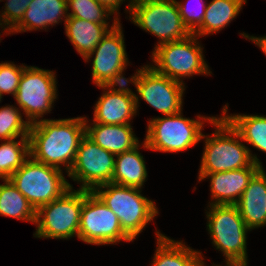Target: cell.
Wrapping results in <instances>:
<instances>
[{
	"label": "cell",
	"mask_w": 266,
	"mask_h": 266,
	"mask_svg": "<svg viewBox=\"0 0 266 266\" xmlns=\"http://www.w3.org/2000/svg\"><path fill=\"white\" fill-rule=\"evenodd\" d=\"M125 11L140 29L159 38V46L179 41L191 33L182 22L176 0H128ZM128 9V10H127Z\"/></svg>",
	"instance_id": "6"
},
{
	"label": "cell",
	"mask_w": 266,
	"mask_h": 266,
	"mask_svg": "<svg viewBox=\"0 0 266 266\" xmlns=\"http://www.w3.org/2000/svg\"><path fill=\"white\" fill-rule=\"evenodd\" d=\"M63 18V19H62ZM68 18L67 0H32L22 20L10 31L11 34L33 30H46Z\"/></svg>",
	"instance_id": "17"
},
{
	"label": "cell",
	"mask_w": 266,
	"mask_h": 266,
	"mask_svg": "<svg viewBox=\"0 0 266 266\" xmlns=\"http://www.w3.org/2000/svg\"><path fill=\"white\" fill-rule=\"evenodd\" d=\"M185 89V83L159 74L147 64L137 83L136 110L140 106L141 98L164 116L177 114L183 109L182 98Z\"/></svg>",
	"instance_id": "13"
},
{
	"label": "cell",
	"mask_w": 266,
	"mask_h": 266,
	"mask_svg": "<svg viewBox=\"0 0 266 266\" xmlns=\"http://www.w3.org/2000/svg\"><path fill=\"white\" fill-rule=\"evenodd\" d=\"M191 1L192 0H188L187 3L185 2L183 3V1L182 2L176 1V2L179 7L182 22L192 34L203 22L207 3L203 2V0H197L196 2L199 1L198 5L200 9L198 8V10H196L197 8L191 9L190 7Z\"/></svg>",
	"instance_id": "31"
},
{
	"label": "cell",
	"mask_w": 266,
	"mask_h": 266,
	"mask_svg": "<svg viewBox=\"0 0 266 266\" xmlns=\"http://www.w3.org/2000/svg\"><path fill=\"white\" fill-rule=\"evenodd\" d=\"M112 26L98 24L80 18L68 17L65 34L80 56L85 59L98 45L102 38L120 21L113 16Z\"/></svg>",
	"instance_id": "20"
},
{
	"label": "cell",
	"mask_w": 266,
	"mask_h": 266,
	"mask_svg": "<svg viewBox=\"0 0 266 266\" xmlns=\"http://www.w3.org/2000/svg\"><path fill=\"white\" fill-rule=\"evenodd\" d=\"M235 205L251 231L266 226V172L264 168H260L253 175Z\"/></svg>",
	"instance_id": "16"
},
{
	"label": "cell",
	"mask_w": 266,
	"mask_h": 266,
	"mask_svg": "<svg viewBox=\"0 0 266 266\" xmlns=\"http://www.w3.org/2000/svg\"><path fill=\"white\" fill-rule=\"evenodd\" d=\"M0 184V215L35 224L36 211L10 179Z\"/></svg>",
	"instance_id": "25"
},
{
	"label": "cell",
	"mask_w": 266,
	"mask_h": 266,
	"mask_svg": "<svg viewBox=\"0 0 266 266\" xmlns=\"http://www.w3.org/2000/svg\"><path fill=\"white\" fill-rule=\"evenodd\" d=\"M68 17L80 18L98 24H110L107 22L113 14L96 0H67Z\"/></svg>",
	"instance_id": "28"
},
{
	"label": "cell",
	"mask_w": 266,
	"mask_h": 266,
	"mask_svg": "<svg viewBox=\"0 0 266 266\" xmlns=\"http://www.w3.org/2000/svg\"><path fill=\"white\" fill-rule=\"evenodd\" d=\"M197 119L183 117L182 111L148 121L143 148L159 152H182L198 144L205 121L212 123L215 116L197 115Z\"/></svg>",
	"instance_id": "4"
},
{
	"label": "cell",
	"mask_w": 266,
	"mask_h": 266,
	"mask_svg": "<svg viewBox=\"0 0 266 266\" xmlns=\"http://www.w3.org/2000/svg\"><path fill=\"white\" fill-rule=\"evenodd\" d=\"M141 189L107 183L93 192L117 216L122 230L134 241L159 212Z\"/></svg>",
	"instance_id": "3"
},
{
	"label": "cell",
	"mask_w": 266,
	"mask_h": 266,
	"mask_svg": "<svg viewBox=\"0 0 266 266\" xmlns=\"http://www.w3.org/2000/svg\"><path fill=\"white\" fill-rule=\"evenodd\" d=\"M78 239L93 245L133 242L122 230L117 216L93 192L85 190L81 209Z\"/></svg>",
	"instance_id": "11"
},
{
	"label": "cell",
	"mask_w": 266,
	"mask_h": 266,
	"mask_svg": "<svg viewBox=\"0 0 266 266\" xmlns=\"http://www.w3.org/2000/svg\"><path fill=\"white\" fill-rule=\"evenodd\" d=\"M6 1V0H5ZM32 0H7L1 11L3 23L11 31L21 20Z\"/></svg>",
	"instance_id": "32"
},
{
	"label": "cell",
	"mask_w": 266,
	"mask_h": 266,
	"mask_svg": "<svg viewBox=\"0 0 266 266\" xmlns=\"http://www.w3.org/2000/svg\"><path fill=\"white\" fill-rule=\"evenodd\" d=\"M103 94L94 106L93 123L107 125L131 124L136 116V98L120 93H113L102 86Z\"/></svg>",
	"instance_id": "18"
},
{
	"label": "cell",
	"mask_w": 266,
	"mask_h": 266,
	"mask_svg": "<svg viewBox=\"0 0 266 266\" xmlns=\"http://www.w3.org/2000/svg\"><path fill=\"white\" fill-rule=\"evenodd\" d=\"M244 0H212L206 6L202 24L192 33L198 37L220 32L240 13Z\"/></svg>",
	"instance_id": "23"
},
{
	"label": "cell",
	"mask_w": 266,
	"mask_h": 266,
	"mask_svg": "<svg viewBox=\"0 0 266 266\" xmlns=\"http://www.w3.org/2000/svg\"><path fill=\"white\" fill-rule=\"evenodd\" d=\"M85 119V134L104 150L114 155L131 150L139 144L131 124L107 125L101 123L88 124Z\"/></svg>",
	"instance_id": "19"
},
{
	"label": "cell",
	"mask_w": 266,
	"mask_h": 266,
	"mask_svg": "<svg viewBox=\"0 0 266 266\" xmlns=\"http://www.w3.org/2000/svg\"><path fill=\"white\" fill-rule=\"evenodd\" d=\"M199 266H207V265H205V262L204 261H202L200 264H199ZM212 266H221L220 264L218 265H216V264H214L213 263V265ZM225 266H242V265H237V264H226Z\"/></svg>",
	"instance_id": "36"
},
{
	"label": "cell",
	"mask_w": 266,
	"mask_h": 266,
	"mask_svg": "<svg viewBox=\"0 0 266 266\" xmlns=\"http://www.w3.org/2000/svg\"><path fill=\"white\" fill-rule=\"evenodd\" d=\"M4 25V26H3ZM0 27L3 28L2 31L5 32L6 34H11V32L7 29V27L5 26V24L3 23L1 14H0ZM1 33V32H0ZM1 35V34H0Z\"/></svg>",
	"instance_id": "35"
},
{
	"label": "cell",
	"mask_w": 266,
	"mask_h": 266,
	"mask_svg": "<svg viewBox=\"0 0 266 266\" xmlns=\"http://www.w3.org/2000/svg\"><path fill=\"white\" fill-rule=\"evenodd\" d=\"M124 43L119 21L84 59L85 62H89L88 60L93 58L92 80L96 86H102L110 76L127 68L129 61Z\"/></svg>",
	"instance_id": "14"
},
{
	"label": "cell",
	"mask_w": 266,
	"mask_h": 266,
	"mask_svg": "<svg viewBox=\"0 0 266 266\" xmlns=\"http://www.w3.org/2000/svg\"><path fill=\"white\" fill-rule=\"evenodd\" d=\"M20 108L5 105L0 108V141L29 137L30 122L24 121Z\"/></svg>",
	"instance_id": "27"
},
{
	"label": "cell",
	"mask_w": 266,
	"mask_h": 266,
	"mask_svg": "<svg viewBox=\"0 0 266 266\" xmlns=\"http://www.w3.org/2000/svg\"><path fill=\"white\" fill-rule=\"evenodd\" d=\"M198 38L190 34L185 39L154 47L151 57L155 64L149 66L159 74L181 83H184L183 78L193 75H211L204 60V47L199 44Z\"/></svg>",
	"instance_id": "7"
},
{
	"label": "cell",
	"mask_w": 266,
	"mask_h": 266,
	"mask_svg": "<svg viewBox=\"0 0 266 266\" xmlns=\"http://www.w3.org/2000/svg\"><path fill=\"white\" fill-rule=\"evenodd\" d=\"M228 104L222 109V116L239 133L242 141L266 153V115H228Z\"/></svg>",
	"instance_id": "24"
},
{
	"label": "cell",
	"mask_w": 266,
	"mask_h": 266,
	"mask_svg": "<svg viewBox=\"0 0 266 266\" xmlns=\"http://www.w3.org/2000/svg\"><path fill=\"white\" fill-rule=\"evenodd\" d=\"M240 35L248 40H251L266 55V36L263 37L250 36L244 32L240 33Z\"/></svg>",
	"instance_id": "34"
},
{
	"label": "cell",
	"mask_w": 266,
	"mask_h": 266,
	"mask_svg": "<svg viewBox=\"0 0 266 266\" xmlns=\"http://www.w3.org/2000/svg\"><path fill=\"white\" fill-rule=\"evenodd\" d=\"M85 190L70 188L61 197L36 211V238L68 240L78 238L79 223Z\"/></svg>",
	"instance_id": "9"
},
{
	"label": "cell",
	"mask_w": 266,
	"mask_h": 266,
	"mask_svg": "<svg viewBox=\"0 0 266 266\" xmlns=\"http://www.w3.org/2000/svg\"><path fill=\"white\" fill-rule=\"evenodd\" d=\"M42 119L31 124L29 132L30 156L41 163L71 170L81 138L85 135V119Z\"/></svg>",
	"instance_id": "1"
},
{
	"label": "cell",
	"mask_w": 266,
	"mask_h": 266,
	"mask_svg": "<svg viewBox=\"0 0 266 266\" xmlns=\"http://www.w3.org/2000/svg\"><path fill=\"white\" fill-rule=\"evenodd\" d=\"M4 140L0 144V179H9L30 157L29 137Z\"/></svg>",
	"instance_id": "26"
},
{
	"label": "cell",
	"mask_w": 266,
	"mask_h": 266,
	"mask_svg": "<svg viewBox=\"0 0 266 266\" xmlns=\"http://www.w3.org/2000/svg\"><path fill=\"white\" fill-rule=\"evenodd\" d=\"M207 230L216 250L222 252L226 264L248 266L247 233L251 231L236 205H208ZM209 210V211H208Z\"/></svg>",
	"instance_id": "5"
},
{
	"label": "cell",
	"mask_w": 266,
	"mask_h": 266,
	"mask_svg": "<svg viewBox=\"0 0 266 266\" xmlns=\"http://www.w3.org/2000/svg\"><path fill=\"white\" fill-rule=\"evenodd\" d=\"M157 247L152 266H199L205 260L202 252L196 251L181 241H175L155 231Z\"/></svg>",
	"instance_id": "21"
},
{
	"label": "cell",
	"mask_w": 266,
	"mask_h": 266,
	"mask_svg": "<svg viewBox=\"0 0 266 266\" xmlns=\"http://www.w3.org/2000/svg\"><path fill=\"white\" fill-rule=\"evenodd\" d=\"M98 3H100L102 6H104L109 12L115 15V18L119 20V8L120 5L125 1V0H96ZM118 14V15H117Z\"/></svg>",
	"instance_id": "33"
},
{
	"label": "cell",
	"mask_w": 266,
	"mask_h": 266,
	"mask_svg": "<svg viewBox=\"0 0 266 266\" xmlns=\"http://www.w3.org/2000/svg\"><path fill=\"white\" fill-rule=\"evenodd\" d=\"M214 133L203 134L204 150L198 174H210L249 167L253 162L263 168L262 162L250 148L242 143V138L232 125L221 115L211 123ZM241 139V142H240Z\"/></svg>",
	"instance_id": "2"
},
{
	"label": "cell",
	"mask_w": 266,
	"mask_h": 266,
	"mask_svg": "<svg viewBox=\"0 0 266 266\" xmlns=\"http://www.w3.org/2000/svg\"><path fill=\"white\" fill-rule=\"evenodd\" d=\"M62 170L30 156L9 179L37 211L73 188Z\"/></svg>",
	"instance_id": "8"
},
{
	"label": "cell",
	"mask_w": 266,
	"mask_h": 266,
	"mask_svg": "<svg viewBox=\"0 0 266 266\" xmlns=\"http://www.w3.org/2000/svg\"><path fill=\"white\" fill-rule=\"evenodd\" d=\"M260 168L253 162L249 167L237 170L199 174L198 182L210 178V195L212 196L210 205H235L250 179Z\"/></svg>",
	"instance_id": "15"
},
{
	"label": "cell",
	"mask_w": 266,
	"mask_h": 266,
	"mask_svg": "<svg viewBox=\"0 0 266 266\" xmlns=\"http://www.w3.org/2000/svg\"><path fill=\"white\" fill-rule=\"evenodd\" d=\"M147 65H143L141 68L137 69L135 74L131 76V78H125L123 75V72L126 70L122 69L118 71L116 74L110 76L107 81L102 85L103 88L113 92V93H120V94H126L132 97H136V93L133 92L130 88H128V83H133L135 88H137L138 79L143 71V69ZM117 86H119L117 88ZM116 87V88H114Z\"/></svg>",
	"instance_id": "30"
},
{
	"label": "cell",
	"mask_w": 266,
	"mask_h": 266,
	"mask_svg": "<svg viewBox=\"0 0 266 266\" xmlns=\"http://www.w3.org/2000/svg\"><path fill=\"white\" fill-rule=\"evenodd\" d=\"M140 143L131 150L116 155L112 176L114 184L142 189L147 174L146 163L139 151Z\"/></svg>",
	"instance_id": "22"
},
{
	"label": "cell",
	"mask_w": 266,
	"mask_h": 266,
	"mask_svg": "<svg viewBox=\"0 0 266 266\" xmlns=\"http://www.w3.org/2000/svg\"><path fill=\"white\" fill-rule=\"evenodd\" d=\"M26 65H16L14 62L0 63V94H11L15 97L18 85Z\"/></svg>",
	"instance_id": "29"
},
{
	"label": "cell",
	"mask_w": 266,
	"mask_h": 266,
	"mask_svg": "<svg viewBox=\"0 0 266 266\" xmlns=\"http://www.w3.org/2000/svg\"><path fill=\"white\" fill-rule=\"evenodd\" d=\"M116 155L104 150L86 134L81 138L75 162L67 174L81 190L93 191L112 182Z\"/></svg>",
	"instance_id": "12"
},
{
	"label": "cell",
	"mask_w": 266,
	"mask_h": 266,
	"mask_svg": "<svg viewBox=\"0 0 266 266\" xmlns=\"http://www.w3.org/2000/svg\"><path fill=\"white\" fill-rule=\"evenodd\" d=\"M55 74L35 66L24 68L14 99L30 124L52 111L58 96Z\"/></svg>",
	"instance_id": "10"
}]
</instances>
